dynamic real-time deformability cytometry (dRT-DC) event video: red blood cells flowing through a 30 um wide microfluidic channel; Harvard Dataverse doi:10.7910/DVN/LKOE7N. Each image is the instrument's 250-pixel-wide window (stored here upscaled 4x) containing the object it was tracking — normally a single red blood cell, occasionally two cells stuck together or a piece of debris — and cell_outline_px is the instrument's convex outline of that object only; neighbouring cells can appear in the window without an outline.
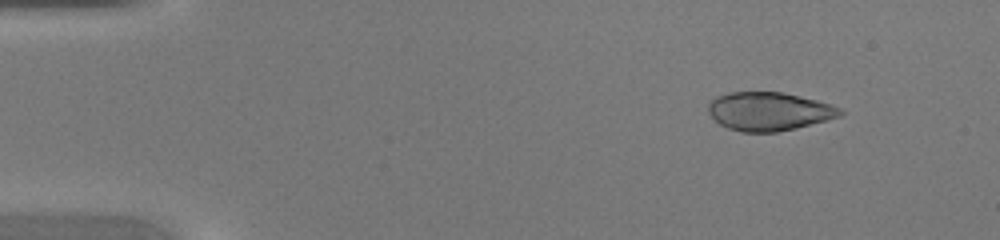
{"species": "common noctule bat (a hibernating species)", "species_latin": "Nyctalus noctula", "temperature_condition": "warm", "stored_images_in_passage": 6, "camera_frame_rate_fps": 3000, "um_per_image_px": 0.085, "animal": {"sex": "female", "body_mass_g": 20.0, "forearm_length_mm": 54.0}, "frame": {"image": 1, "passage_image": 5, "time_ms": 1.333, "image_size_px": [1000, 240], "cell_outline_px": [[844, 112], [840, 116], [828, 120], [796, 128], [776, 132], [740, 132], [728, 128], [720, 124], [708, 112], [708, 104], [716, 96], [732, 92], [784, 92], [816, 100], [840, 108]], "centroid_in_image_um": [65.36, 9.47], "position_along_channel_um": 19.6, "area_um2": 29.48}}